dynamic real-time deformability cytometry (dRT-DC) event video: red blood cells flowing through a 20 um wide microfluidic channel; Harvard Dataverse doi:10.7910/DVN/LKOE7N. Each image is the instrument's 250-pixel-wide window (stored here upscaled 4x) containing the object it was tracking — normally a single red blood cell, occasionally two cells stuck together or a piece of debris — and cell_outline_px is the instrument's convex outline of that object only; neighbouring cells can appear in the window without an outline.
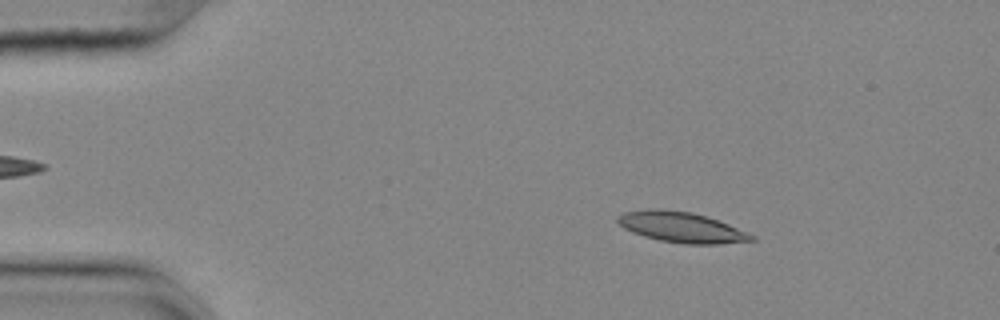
{"species": "common noctule bat (a hibernating species)", "species_latin": "Nyctalus noctula", "temperature_condition": "cold", "stored_images_in_passage": 54, "camera_frame_rate_fps": 3000, "um_per_image_px": 0.085, "animal": {"sex": "female", "body_mass_g": 25.1}, "frame": {"image": 1, "passage_image": 8, "time_ms": 2.333, "image_size_px": [1000, 320], "cell_outline_px": [[756, 240], [716, 244], [688, 244], [660, 240], [644, 236], [632, 232], [624, 228], [616, 220], [616, 216], [624, 212], [692, 212], [728, 224], [756, 236]], "centroid_in_image_um": [57.99, 19.37], "position_along_channel_um": 27.0, "area_um2": 22.54}}
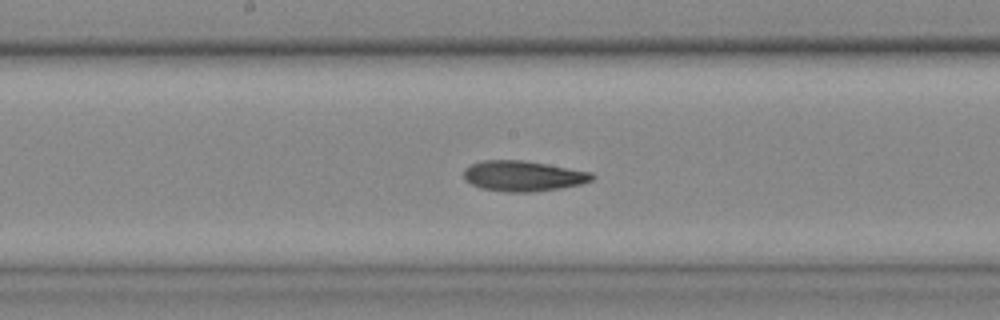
{"frame": {"image": 2, "passage_image": 28, "time_ms": 9.0, "image_size_px": [1000, 320], "cell_outline_px": [[596, 176], [592, 180], [580, 184], [556, 188], [528, 192], [508, 192], [480, 188], [472, 184], [464, 176], [464, 168], [480, 160], [524, 160], [592, 172]], "centroid_in_image_um": [44.46, 14.94], "position_along_channel_um": 203.7, "area_um2": 22.54}}
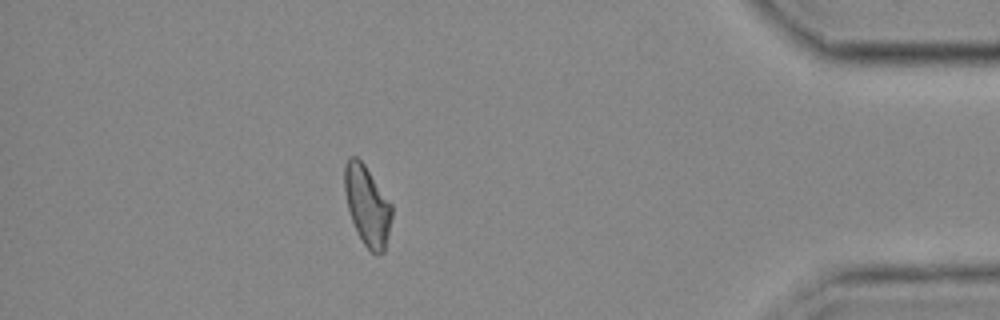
{"frame": {"image": 3, "passage_image": 48, "time_ms": 15.667, "image_size_px": [1000, 320], "cell_outline_px": [[392, 216], [384, 252], [376, 256], [364, 244], [352, 220], [348, 208], [344, 192], [344, 164], [348, 156], [356, 156], [364, 164], [392, 204]], "centroid_in_image_um": [31.21, 17.45], "position_along_channel_um": 404.0, "area_um2": 21.85}, "authors_computed_cell_mechanics": {"area_um2": 22.4842, "velocity_mm_per_s": 3.6427, "shape_relaxation_time_tau1_ms": 6.7583, "shape_relaxation_time_tau2_ms": 4.94, "deformation_change_tau1": 0.1543, "deformation_change_tau2": 0.1263}}